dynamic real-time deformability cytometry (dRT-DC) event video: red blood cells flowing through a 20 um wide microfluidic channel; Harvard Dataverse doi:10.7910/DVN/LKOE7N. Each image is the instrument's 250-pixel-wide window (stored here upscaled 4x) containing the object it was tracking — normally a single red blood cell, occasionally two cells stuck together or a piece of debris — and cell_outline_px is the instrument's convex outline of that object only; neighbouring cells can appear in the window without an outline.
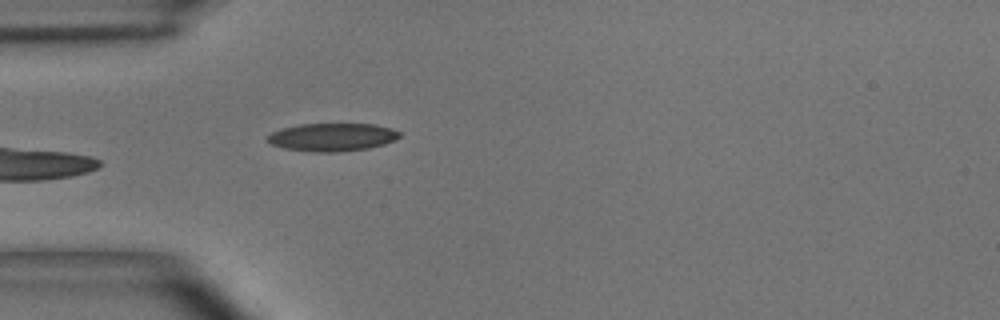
{"species": "common noctule bat (a hibernating species)", "species_latin": "Nyctalus noctula", "temperature_condition": "room temperature", "stored_images_in_passage": 5, "camera_frame_rate_fps": 3000, "um_per_image_px": 0.085, "animal": {"sex": "male", "body_mass_g": 15.6}, "frame": {"image": 1, "passage_image": 5, "time_ms": 4.667, "image_size_px": [1000, 320], "cell_outline_px": [[400, 136], [384, 144], [368, 148], [340, 152], [312, 152], [284, 148], [272, 144], [268, 140], [268, 136], [272, 132], [280, 128], [300, 124], [376, 124], [392, 128], [400, 132]], "centroid_in_image_um": [28.24, 11.65], "position_along_channel_um": 56.8, "area_um2": 21.5}}